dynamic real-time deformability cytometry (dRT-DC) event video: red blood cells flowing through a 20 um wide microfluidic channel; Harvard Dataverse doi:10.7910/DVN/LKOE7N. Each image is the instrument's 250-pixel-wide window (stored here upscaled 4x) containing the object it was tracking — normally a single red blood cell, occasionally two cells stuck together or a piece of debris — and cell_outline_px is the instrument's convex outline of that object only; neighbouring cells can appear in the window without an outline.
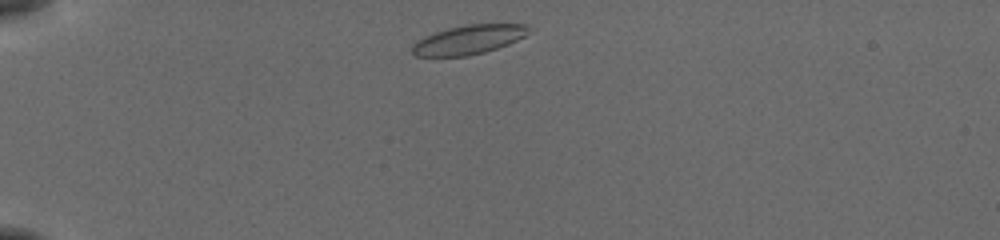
{"species": "common noctule bat (a hibernating species)", "species_latin": "Nyctalus noctula", "temperature_condition": "cold", "stored_images_in_passage": 42, "camera_frame_rate_fps": 3000, "um_per_image_px": 0.085, "animal": {"sex": "female", "body_mass_g": 19.5, "forearm_length_mm": 54.1}, "frame": {"image": 1, "passage_image": 2, "time_ms": 0.333, "image_size_px": [1000, 240], "cell_outline_px": [[528, 32], [524, 36], [508, 44], [484, 52], [468, 56], [416, 56], [412, 52], [412, 44], [424, 36], [448, 28], [468, 24], [528, 24]], "centroid_in_image_um": [39.81, 3.37], "position_along_channel_um": 45.2, "area_um2": 19.59}}
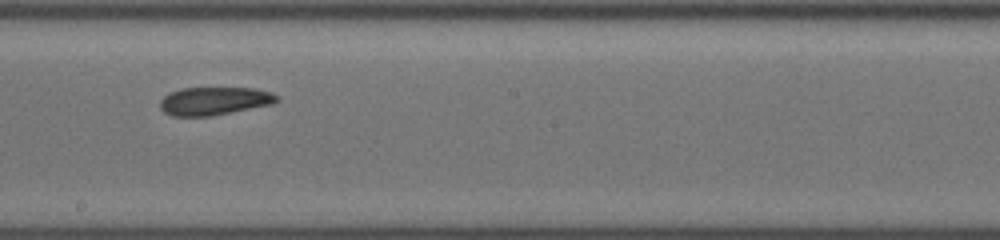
{"frame": {"image": 2, "passage_image": 20, "time_ms": 6.333, "image_size_px": [1000, 240], "cell_outline_px": [[280, 100], [272, 104], [212, 116], [172, 116], [164, 112], [160, 108], [160, 100], [168, 92], [180, 88], [256, 88], [272, 92], [280, 96]], "centroid_in_image_um": [18.22, 8.58], "position_along_channel_um": 230.0, "area_um2": 19.36}}
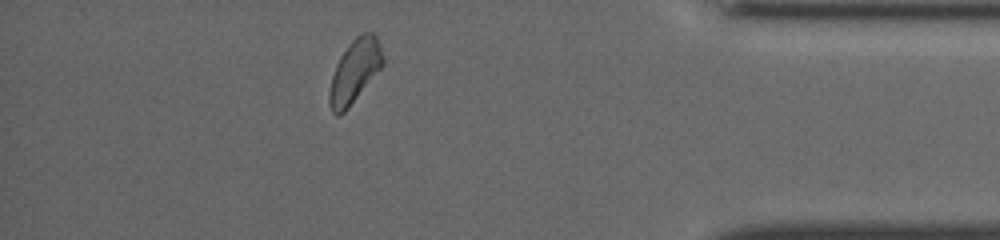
{"frame": {"image": 3, "passage_image": 36, "time_ms": 11.667, "image_size_px": [1000, 240], "cell_outline_px": [[384, 64], [348, 108], [340, 116], [336, 116], [332, 112], [328, 104], [328, 92], [332, 76], [336, 64], [340, 56], [352, 40], [356, 36], [364, 32], [372, 32], [376, 36], [380, 44], [384, 56]], "centroid_in_image_um": [30.14, 6.06], "position_along_channel_um": 405.1, "area_um2": 19.77}, "authors_computed_cell_mechanics": {"area_um2": 19.6809, "velocity_mm_per_s": 3.8285, "shape_relaxation_time_tau1_ms": 6.8171, "shape_relaxation_time_tau2_ms": 3.3072, "deformation_change_tau1": 0.1178, "deformation_change_tau2": 0.1056}}